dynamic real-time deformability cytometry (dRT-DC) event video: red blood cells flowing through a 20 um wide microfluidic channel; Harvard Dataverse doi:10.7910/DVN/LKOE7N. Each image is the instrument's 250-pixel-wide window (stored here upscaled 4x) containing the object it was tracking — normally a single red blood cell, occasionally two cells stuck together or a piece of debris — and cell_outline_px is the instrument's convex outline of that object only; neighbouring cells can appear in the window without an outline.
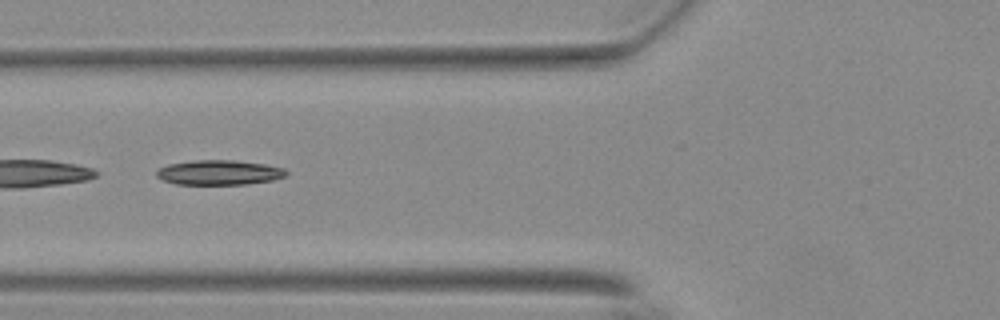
{"species": "Egyptian fruit bat (a non-hibernating species)", "species_latin": "Rousettus aegyptiacus", "temperature_condition": "warm", "stored_images_in_passage": 40, "segment_of_instrument_passage": [2, 2], "camera_frame_rate_fps": 3000, "um_per_image_px": 0.085, "animal": {"sex": "female"}, "frame": {"image": 1, "passage_image": 22, "time_ms": 7.0, "image_size_px": [1000, 320], "cell_outline_px": [[288, 172], [284, 176], [272, 180], [244, 184], [176, 184], [164, 180], [156, 176], [156, 168], [168, 164], [196, 160], [236, 160], [264, 164], [284, 168]], "centroid_in_image_um": [18.59, 14.65], "position_along_channel_um": 107.2, "area_um2": 18.67}}
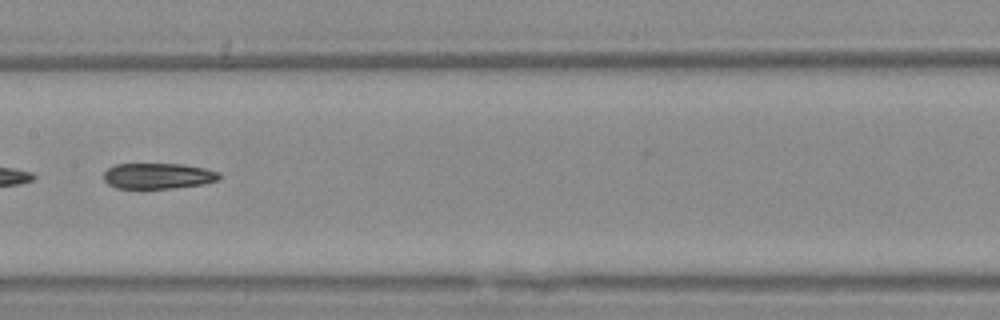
{"frame": {"image": 2, "passage_image": 29, "time_ms": 9.333, "image_size_px": [1000, 320], "cell_outline_px": [[220, 176], [216, 180], [204, 184], [172, 188], [116, 188], [108, 184], [104, 180], [104, 172], [108, 168], [116, 164], [180, 164], [204, 168], [220, 172]], "centroid_in_image_um": [13.42, 14.95], "position_along_channel_um": 194.0, "area_um2": 17.22}}